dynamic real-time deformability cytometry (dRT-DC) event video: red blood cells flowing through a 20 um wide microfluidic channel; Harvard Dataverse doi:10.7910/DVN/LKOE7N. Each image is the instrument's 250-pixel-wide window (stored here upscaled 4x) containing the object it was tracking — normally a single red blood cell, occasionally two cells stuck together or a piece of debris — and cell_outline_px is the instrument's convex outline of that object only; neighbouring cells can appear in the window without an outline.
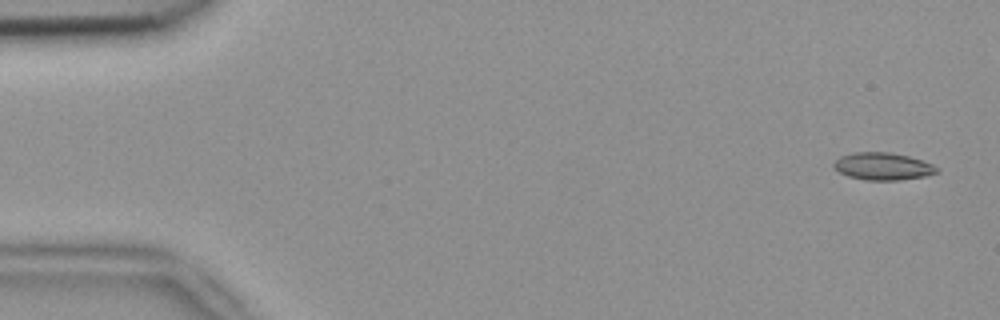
{"species": "common noctule bat (a hibernating species)", "species_latin": "Nyctalus noctula", "temperature_condition": "room temperature", "stored_images_in_passage": 6, "camera_frame_rate_fps": 3000, "um_per_image_px": 0.085, "animal": {"sex": "female", "body_mass_g": 18.4}, "frame": {"image": 1, "passage_image": 1, "time_ms": 0.0, "image_size_px": [1000, 320], "cell_outline_px": [[940, 172], [924, 176], [900, 180], [864, 180], [848, 176], [840, 172], [832, 164], [840, 156], [852, 152], [892, 152], [908, 156], [932, 164], [940, 168]], "centroid_in_image_um": [75.06, 14.13], "position_along_channel_um": 9.9, "area_um2": 16.47}}